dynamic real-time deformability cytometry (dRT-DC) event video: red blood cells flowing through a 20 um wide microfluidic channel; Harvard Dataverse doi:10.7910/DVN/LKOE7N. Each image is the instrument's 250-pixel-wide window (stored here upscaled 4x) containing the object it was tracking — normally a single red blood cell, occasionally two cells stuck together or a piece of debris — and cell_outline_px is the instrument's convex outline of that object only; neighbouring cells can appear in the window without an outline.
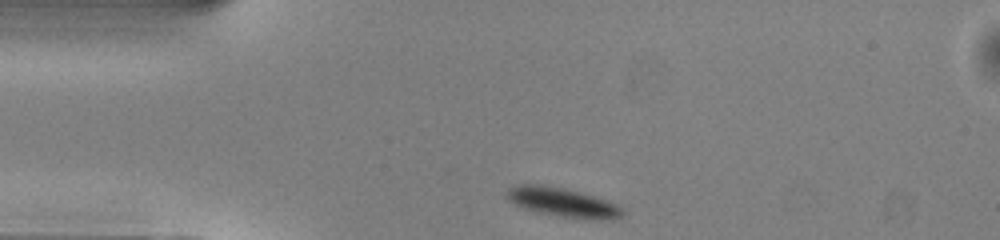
{"species": "common noctule bat (a hibernating species)", "species_latin": "Nyctalus noctula", "temperature_condition": "warm", "stored_images_in_passage": 41, "camera_frame_rate_fps": 3000, "um_per_image_px": 0.085, "animal": {"sex": "male", "body_mass_g": 13.0, "forearm_length_mm": 53.1}, "frame": {"image": 1, "passage_image": 1, "time_ms": 0.0, "image_size_px": [1000, 240], "cell_outline_px": [[624, 212], [620, 216], [612, 220], [580, 220], [536, 212], [524, 208], [508, 200], [504, 196], [504, 192], [508, 188], [516, 184], [540, 184], [564, 188], [580, 192], [616, 204]], "centroid_in_image_um": [47.77, 17.21], "position_along_channel_um": 37.2, "area_um2": 19.94}}
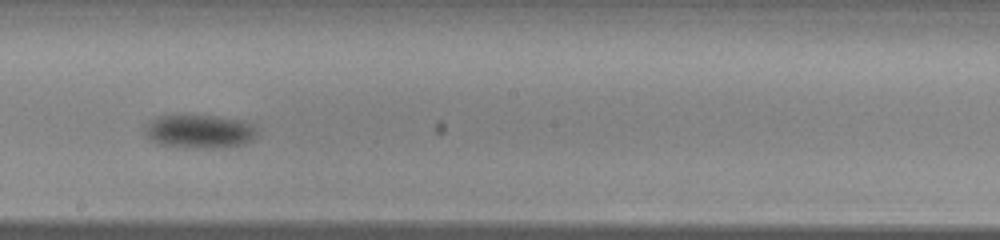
{"frame": {"image": 2, "passage_image": 18, "time_ms": 5.667, "image_size_px": [1000, 240], "cell_outline_px": [[256, 136], [252, 140], [244, 144], [216, 148], [200, 148], [160, 144], [152, 140], [144, 132], [144, 128], [156, 116], [184, 112], [240, 120], [252, 124], [256, 128]], "centroid_in_image_um": [16.93, 11.12], "position_along_channel_um": 231.3, "area_um2": 22.31}}
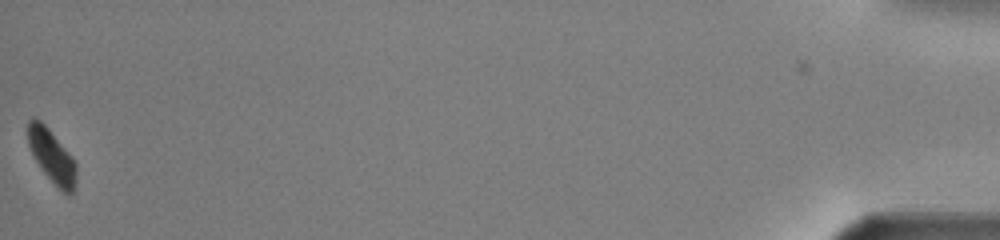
{"frame": {"image": 3, "passage_image": 41, "time_ms": 13.333, "image_size_px": [1000, 240], "cell_outline_px": [[76, 184], [72, 192], [68, 196], [40, 168], [28, 144], [28, 120], [32, 116], [36, 116], [48, 128], [72, 156], [76, 164]], "centroid_in_image_um": [4.41, 13.23], "position_along_channel_um": 430.8, "area_um2": 14.8}, "authors_computed_cell_mechanics": {"area_um2": 21.0392, "velocity_mm_per_s": 3.9868, "shape_relaxation_time_tau1_ms": 1.9632, "shape_relaxation_time_tau2_ms": null, "deformation_change_tau1": 0.0923, "deformation_change_tau2": null}}